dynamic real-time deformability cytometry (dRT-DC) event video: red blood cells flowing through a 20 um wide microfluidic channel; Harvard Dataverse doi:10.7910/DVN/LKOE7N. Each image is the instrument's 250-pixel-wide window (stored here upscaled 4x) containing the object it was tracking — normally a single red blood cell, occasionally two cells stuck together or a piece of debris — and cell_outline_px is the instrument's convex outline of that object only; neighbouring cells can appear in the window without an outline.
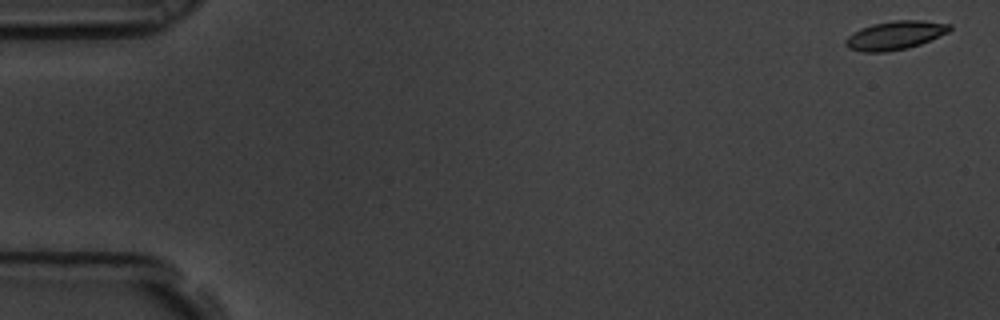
{"species": "common noctule bat (a hibernating species)", "species_latin": "Nyctalus noctula", "temperature_condition": "room temperature", "stored_images_in_passage": 3, "camera_frame_rate_fps": 3000, "um_per_image_px": 0.085, "animal": {"sex": "male", "body_mass_g": 19.5, "forearm_length_mm": 54.6}, "frame": {"image": 1, "passage_image": 1, "time_ms": 0.0, "image_size_px": [1000, 320], "cell_outline_px": [[952, 28], [948, 32], [920, 44], [908, 48], [888, 52], [864, 52], [848, 48], [844, 44], [844, 40], [852, 32], [872, 24], [892, 20], [924, 20], [952, 24]], "centroid_in_image_um": [76.07, 3.0], "position_along_channel_um": 8.9, "area_um2": 17.51}}